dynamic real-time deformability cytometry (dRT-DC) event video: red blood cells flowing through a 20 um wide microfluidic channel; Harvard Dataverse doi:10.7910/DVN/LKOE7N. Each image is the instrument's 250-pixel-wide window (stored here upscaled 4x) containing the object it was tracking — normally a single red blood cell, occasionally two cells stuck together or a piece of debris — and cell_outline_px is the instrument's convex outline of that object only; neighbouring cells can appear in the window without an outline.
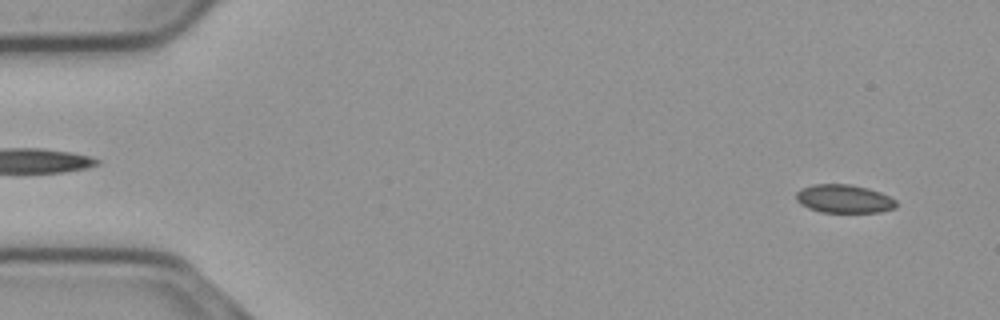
{"species": "common noctule bat (a hibernating species)", "species_latin": "Nyctalus noctula", "temperature_condition": "cold", "stored_images_in_passage": 55, "camera_frame_rate_fps": 3000, "um_per_image_px": 0.085, "animal": {"sex": "male", "body_mass_g": 23.1, "forearm_length_mm": 52.7}, "frame": {"image": 1, "passage_image": 3, "time_ms": 0.667, "image_size_px": [1000, 320], "cell_outline_px": [[896, 208], [880, 212], [820, 212], [808, 208], [800, 204], [796, 200], [796, 192], [800, 188], [812, 184], [852, 184], [868, 188], [880, 192], [896, 200]], "centroid_in_image_um": [71.71, 16.89], "position_along_channel_um": 13.3, "area_um2": 16.7}}
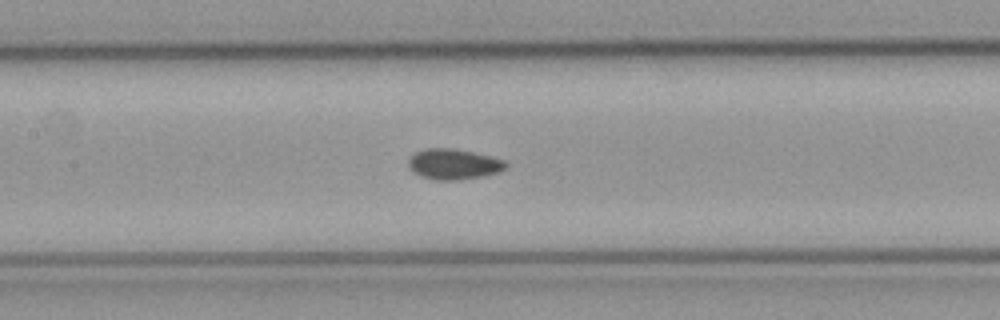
{"frame": {"image": 2, "passage_image": 25, "time_ms": 8.0, "image_size_px": [1000, 320], "cell_outline_px": [[508, 168], [500, 172], [484, 176], [460, 180], [436, 180], [420, 176], [412, 172], [408, 168], [408, 160], [416, 152], [428, 148], [452, 148], [472, 152], [504, 160], [508, 164]], "centroid_in_image_um": [38.57, 13.97], "position_along_channel_um": 168.8, "area_um2": 17.46}}
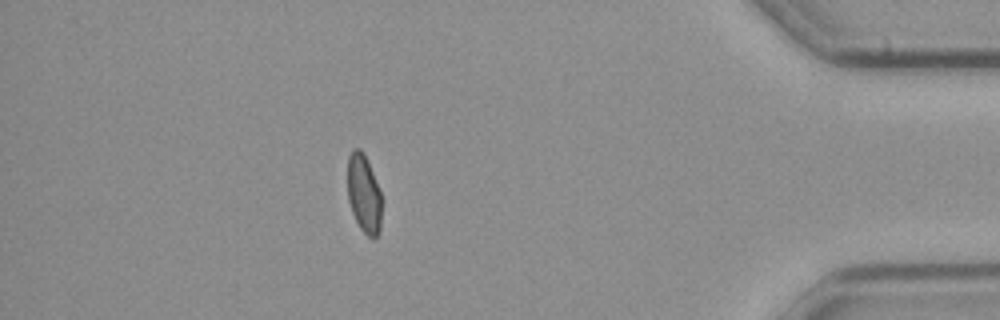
{"frame": {"image": 3, "passage_image": 48, "time_ms": 15.667, "image_size_px": [1000, 320], "cell_outline_px": [[380, 228], [376, 236], [372, 240], [360, 228], [352, 212], [348, 200], [348, 156], [352, 148], [360, 148], [364, 152], [380, 192]], "centroid_in_image_um": [30.9, 16.44], "position_along_channel_um": 404.3, "area_um2": 15.37}, "authors_computed_cell_mechanics": {"area_um2": 16.6464, "velocity_mm_per_s": 3.7131, "shape_relaxation_time_tau1_ms": null, "shape_relaxation_time_tau2_ms": 3.1707, "deformation_change_tau1": null, "deformation_change_tau2": 0.0518}}